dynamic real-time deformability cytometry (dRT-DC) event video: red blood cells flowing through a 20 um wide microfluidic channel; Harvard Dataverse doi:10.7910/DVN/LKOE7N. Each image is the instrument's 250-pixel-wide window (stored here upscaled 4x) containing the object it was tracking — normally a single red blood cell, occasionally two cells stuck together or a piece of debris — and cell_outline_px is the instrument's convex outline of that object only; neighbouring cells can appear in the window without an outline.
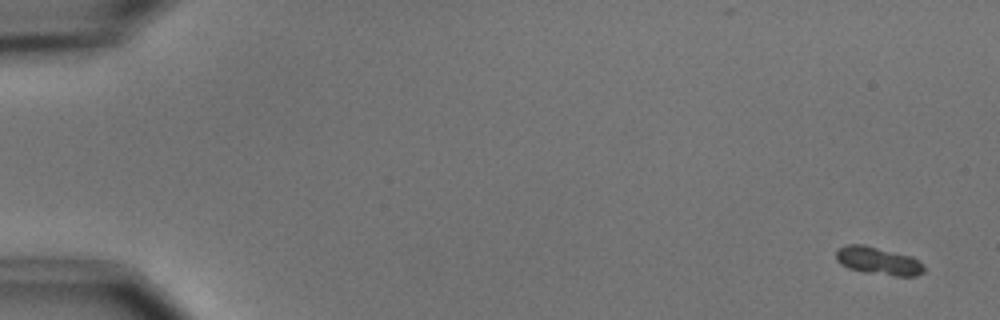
{"species": "common noctule bat (a hibernating species)", "species_latin": "Nyctalus noctula", "temperature_condition": "cold", "stored_images_in_passage": 5, "camera_frame_rate_fps": 3000, "um_per_image_px": 0.085, "animal": {"sex": "male", "body_mass_g": 15.6}, "frame": {"image": 1, "passage_image": 1, "time_ms": 0.0, "image_size_px": [1000, 320], "cell_outline_px": [[924, 272], [916, 276], [896, 276], [868, 272], [848, 268], [840, 264], [836, 260], [836, 252], [840, 248], [848, 244], [864, 244], [912, 256], [920, 260], [924, 264]], "centroid_in_image_um": [74.69, 22.17], "position_along_channel_um": 10.3, "area_um2": 14.28}}
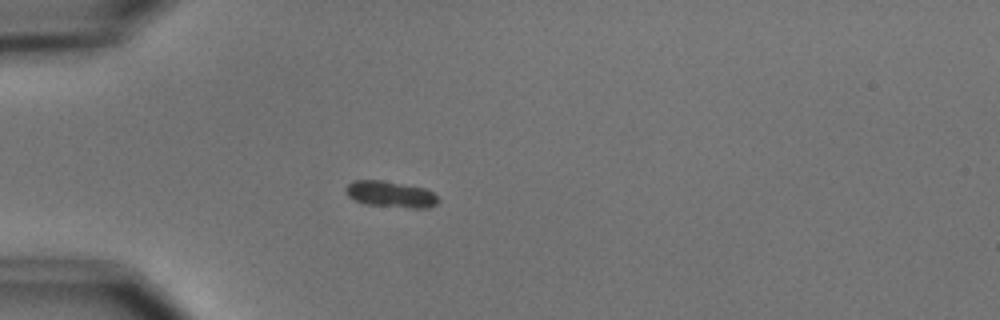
{"frame": {"image": 2, "passage_image": 5, "time_ms": 4.667, "image_size_px": [1000, 320], "cell_outline_px": [[440, 200], [436, 204], [428, 208], [412, 208], [364, 204], [348, 196], [344, 192], [344, 188], [352, 180], [380, 180], [428, 188]], "centroid_in_image_um": [33.2, 16.5], "position_along_channel_um": 51.8, "area_um2": 14.28}}